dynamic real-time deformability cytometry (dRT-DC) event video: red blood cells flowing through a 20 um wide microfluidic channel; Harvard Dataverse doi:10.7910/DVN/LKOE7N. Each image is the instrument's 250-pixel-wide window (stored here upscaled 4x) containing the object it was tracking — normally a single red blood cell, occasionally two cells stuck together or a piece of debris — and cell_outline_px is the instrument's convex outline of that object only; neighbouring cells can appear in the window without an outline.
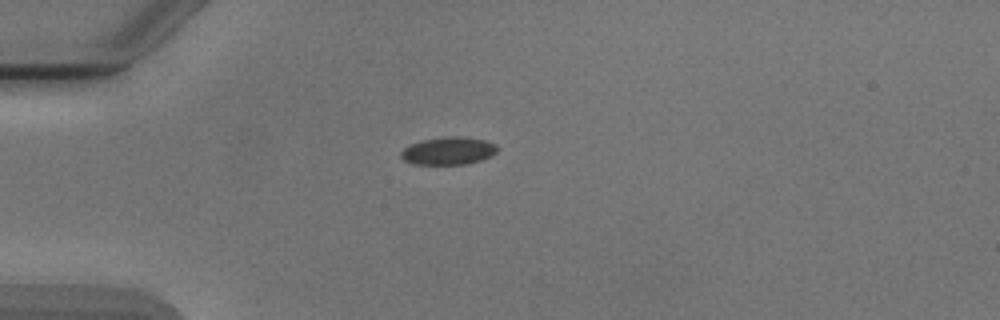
{"species": "Egyptian fruit bat (a non-hibernating species)", "species_latin": "Rousettus aegyptiacus", "temperature_condition": "cold", "stored_images_in_passage": 7, "camera_frame_rate_fps": 3000, "um_per_image_px": 0.085, "animal": {"sex": "male"}, "frame": {"image": 1, "passage_image": 4, "time_ms": 4.667, "image_size_px": [1000, 320], "cell_outline_px": [[500, 148], [492, 156], [468, 164], [412, 164], [404, 160], [400, 156], [400, 152], [404, 148], [420, 140], [448, 136], [460, 136], [484, 140], [496, 144]], "centroid_in_image_um": [38.13, 12.82], "position_along_channel_um": 46.9, "area_um2": 15.66}}
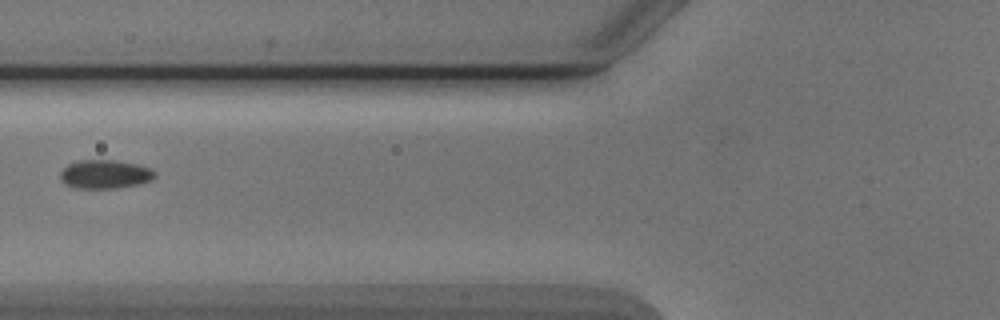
{"frame": {"image": 2, "passage_image": 6, "time_ms": 7.0, "image_size_px": [1000, 320], "cell_outline_px": [[156, 176], [152, 180], [136, 184], [116, 188], [76, 188], [68, 184], [60, 176], [60, 172], [68, 164], [80, 160], [112, 160], [136, 164], [148, 168], [156, 172]], "centroid_in_image_um": [8.94, 14.8], "position_along_channel_um": 116.9, "area_um2": 15.49}}
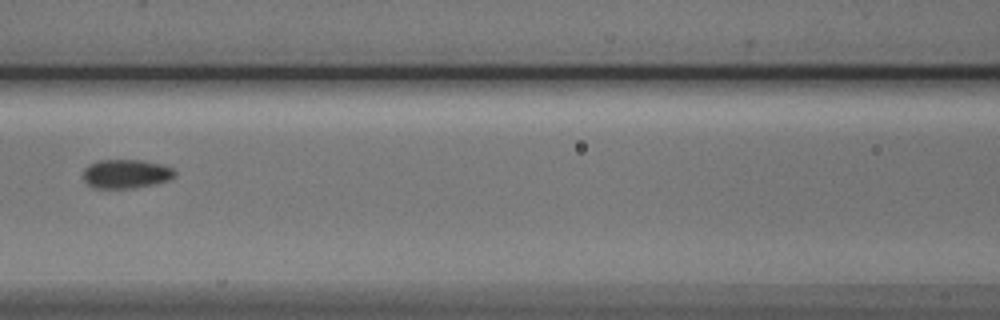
{"frame": {"image": 3, "passage_image": 7, "time_ms": 8.0, "image_size_px": [1000, 320], "cell_outline_px": [[176, 176], [168, 180], [152, 184], [132, 188], [92, 188], [84, 180], [84, 168], [88, 164], [100, 160], [140, 160], [160, 164], [172, 168], [176, 172]], "centroid_in_image_um": [10.69, 14.77], "position_along_channel_um": 155.9, "area_um2": 15.37}}